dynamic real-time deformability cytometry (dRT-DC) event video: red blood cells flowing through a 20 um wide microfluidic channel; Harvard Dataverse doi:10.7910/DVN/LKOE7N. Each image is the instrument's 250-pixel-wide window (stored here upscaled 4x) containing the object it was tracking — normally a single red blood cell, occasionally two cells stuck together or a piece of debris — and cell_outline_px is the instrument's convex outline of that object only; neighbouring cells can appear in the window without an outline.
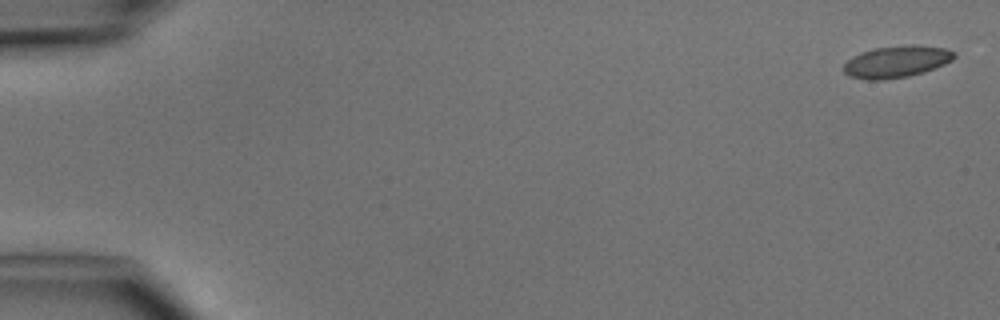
{"species": "common noctule bat (a hibernating species)", "species_latin": "Nyctalus noctula", "temperature_condition": "cold", "stored_images_in_passage": 7, "camera_frame_rate_fps": 3000, "um_per_image_px": 0.085, "animal": {"sex": "male", "body_mass_g": 15.6}, "frame": {"image": 1, "passage_image": 1, "time_ms": 0.0, "image_size_px": [1000, 320], "cell_outline_px": [[956, 56], [952, 60], [944, 64], [924, 72], [908, 76], [880, 80], [868, 80], [848, 76], [844, 72], [844, 64], [852, 56], [860, 52], [876, 48], [908, 44], [912, 44], [948, 48], [956, 52]], "centroid_in_image_um": [76.22, 5.23], "position_along_channel_um": 8.8, "area_um2": 20.63}}
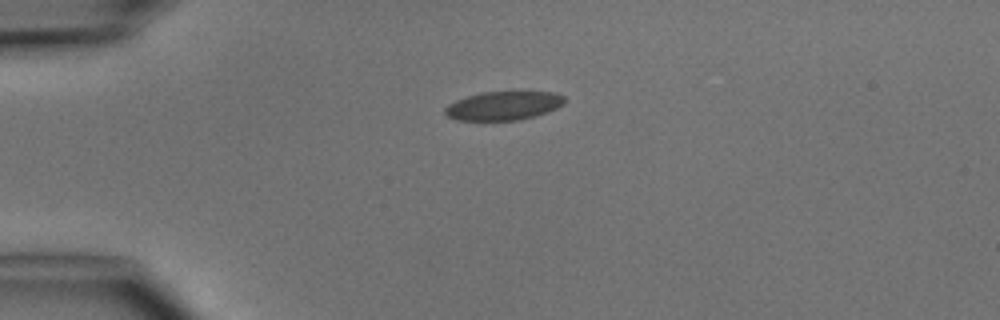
{"frame": {"image": 2, "passage_image": 4, "time_ms": 3.667, "image_size_px": [1000, 320], "cell_outline_px": [[564, 104], [548, 112], [516, 120], [456, 120], [448, 116], [444, 112], [444, 108], [448, 104], [456, 100], [480, 92], [520, 88], [556, 92], [564, 96]], "centroid_in_image_um": [42.85, 8.91], "position_along_channel_um": 42.1, "area_um2": 20.98}}
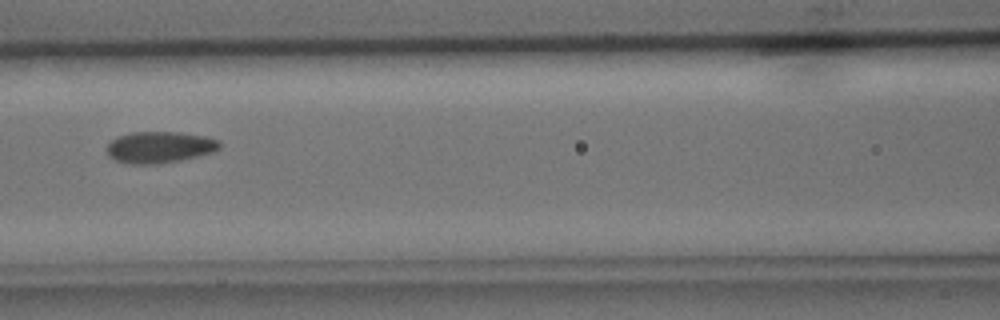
{"frame": {"image": 3, "passage_image": 7, "time_ms": 7.0, "image_size_px": [1000, 320], "cell_outline_px": [[220, 148], [216, 152], [180, 160], [160, 164], [128, 164], [116, 160], [108, 156], [108, 144], [116, 136], [132, 132], [180, 132], [204, 136], [220, 140]], "centroid_in_image_um": [13.59, 12.51], "position_along_channel_um": 153.0, "area_um2": 20.87}}